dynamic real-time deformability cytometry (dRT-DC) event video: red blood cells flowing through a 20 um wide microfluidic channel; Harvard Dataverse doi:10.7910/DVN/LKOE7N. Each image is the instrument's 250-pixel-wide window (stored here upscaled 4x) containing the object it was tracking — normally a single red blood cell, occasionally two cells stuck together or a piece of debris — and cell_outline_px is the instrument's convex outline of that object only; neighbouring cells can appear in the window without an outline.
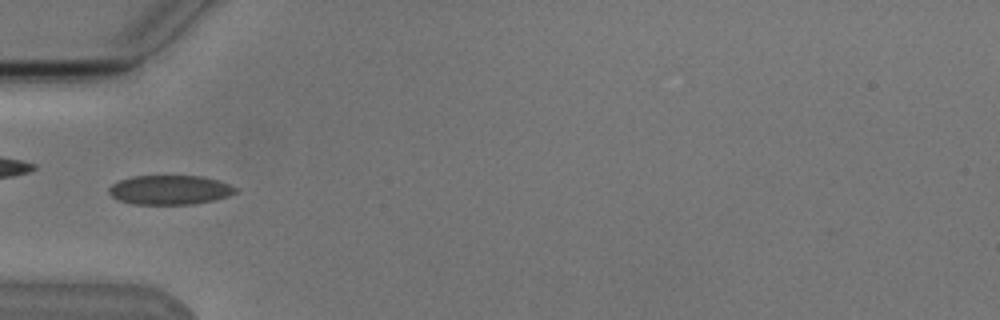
{"species": "Egyptian fruit bat (a non-hibernating species)", "species_latin": "Rousettus aegyptiacus", "temperature_condition": "cold", "stored_images_in_passage": 8, "camera_frame_rate_fps": 3000, "um_per_image_px": 0.085, "animal": {"sex": "male"}, "frame": {"image": 1, "passage_image": 5, "time_ms": 5.667, "image_size_px": [1000, 320], "cell_outline_px": [[240, 188], [236, 192], [228, 196], [212, 200], [192, 204], [132, 204], [120, 200], [112, 196], [108, 192], [108, 188], [112, 184], [120, 180], [132, 176], [200, 176], [216, 180]], "centroid_in_image_um": [14.42, 16.14], "position_along_channel_um": 70.6, "area_um2": 21.5}}
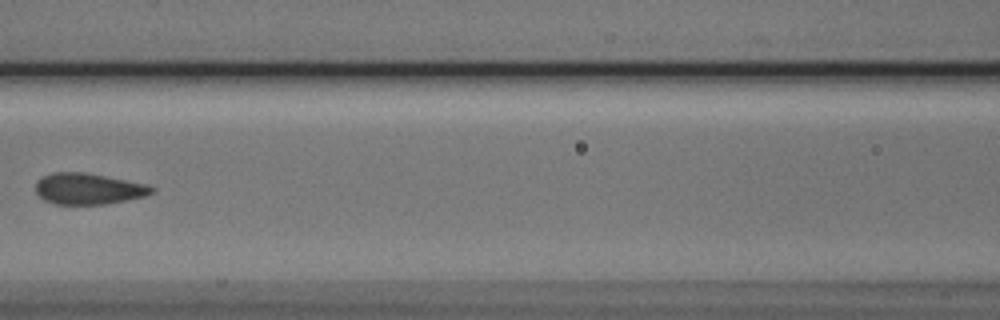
{"frame": {"image": 2, "passage_image": 7, "time_ms": 8.0, "image_size_px": [1000, 320], "cell_outline_px": [[156, 192], [148, 196], [108, 204], [56, 204], [44, 200], [36, 192], [36, 180], [52, 172], [84, 172], [148, 184], [156, 188]], "centroid_in_image_um": [7.57, 16.05], "position_along_channel_um": 159.0, "area_um2": 21.33}}
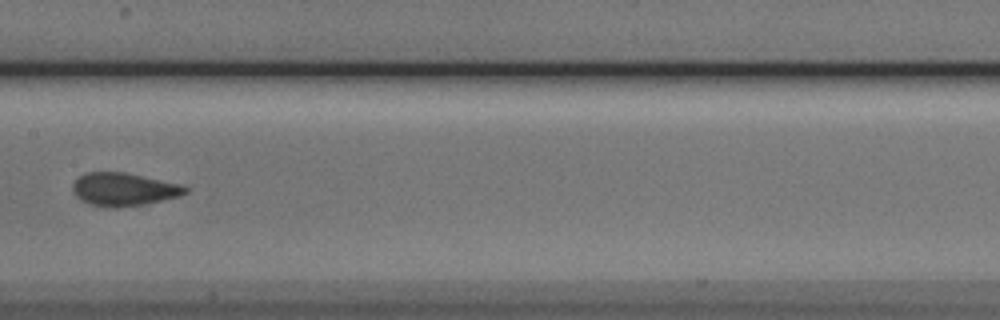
{"frame": {"image": 3, "passage_image": 8, "time_ms": 9.0, "image_size_px": [1000, 320], "cell_outline_px": [[188, 192], [180, 196], [144, 204], [112, 208], [108, 208], [88, 204], [80, 200], [72, 192], [72, 184], [84, 172], [124, 172], [180, 184], [188, 188]], "centroid_in_image_um": [10.48, 16.1], "position_along_channel_um": 196.9, "area_um2": 21.73}}